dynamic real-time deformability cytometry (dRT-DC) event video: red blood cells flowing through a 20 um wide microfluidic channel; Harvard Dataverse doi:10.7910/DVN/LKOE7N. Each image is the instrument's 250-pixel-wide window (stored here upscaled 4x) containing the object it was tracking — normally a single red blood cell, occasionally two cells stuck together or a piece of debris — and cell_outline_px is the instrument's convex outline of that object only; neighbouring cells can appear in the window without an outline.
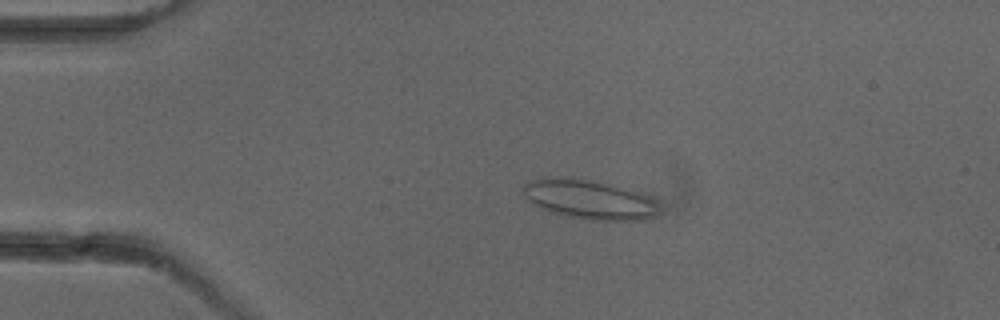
{"species": "common noctule bat (a hibernating species)", "species_latin": "Nyctalus noctula", "temperature_condition": "cold", "stored_images_in_passage": 4, "camera_frame_rate_fps": 3000, "um_per_image_px": 0.085, "animal": {"sex": "female"}, "frame": {"image": 1, "passage_image": 3, "time_ms": 3.0, "image_size_px": [1000, 320], "cell_outline_px": [[656, 212], [652, 216], [636, 220], [588, 220], [564, 216], [540, 208], [528, 200], [524, 192], [524, 184], [528, 180], [540, 176], [544, 176], [588, 180], [636, 192], [648, 196], [652, 200]], "centroid_in_image_um": [49.94, 16.95], "position_along_channel_um": 35.1, "area_um2": 30.23}}